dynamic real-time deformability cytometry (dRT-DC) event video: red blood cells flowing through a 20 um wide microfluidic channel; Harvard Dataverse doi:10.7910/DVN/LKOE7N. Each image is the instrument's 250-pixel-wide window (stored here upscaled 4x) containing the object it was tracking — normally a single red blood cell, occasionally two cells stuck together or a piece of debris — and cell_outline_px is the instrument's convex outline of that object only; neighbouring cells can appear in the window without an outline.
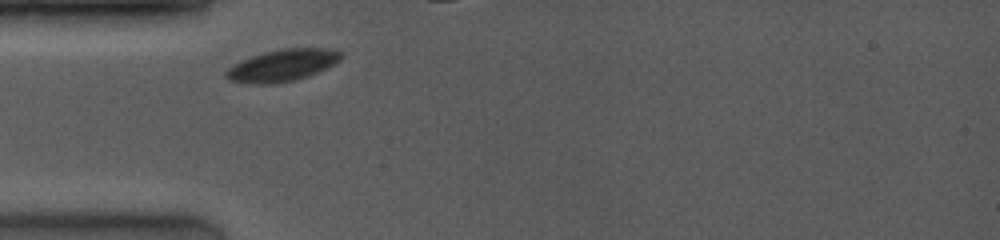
{"species": "common noctule bat (a hibernating species)", "species_latin": "Nyctalus noctula", "temperature_condition": "room temperature", "stored_images_in_passage": 6, "camera_frame_rate_fps": 4000, "um_per_image_px": 0.085, "animal": {"sex": "female", "body_mass_g": 19.0, "forearm_length_mm": 53.3}, "frame": {"image": 1, "passage_image": 1, "time_ms": 0.0, "image_size_px": [1000, 240], "cell_outline_px": [[344, 56], [336, 64], [308, 76], [296, 80], [272, 84], [256, 84], [228, 80], [224, 76], [224, 72], [232, 64], [240, 60], [264, 52], [280, 48], [332, 48], [344, 52]], "centroid_in_image_um": [24.03, 5.54], "position_along_channel_um": 61.0, "area_um2": 21.79}}
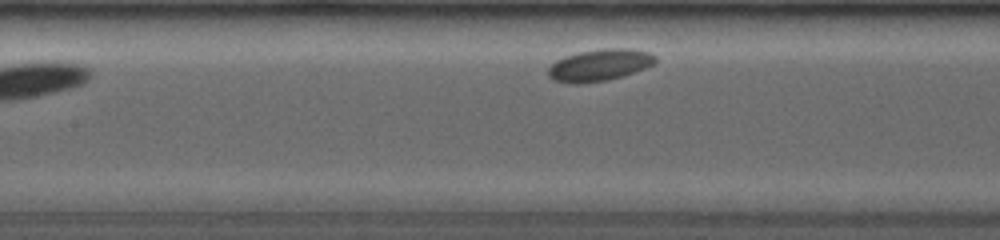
{"frame": {"image": 2, "passage_image": 6, "time_ms": 3.75, "image_size_px": [1000, 240], "cell_outline_px": [[656, 64], [608, 80], [580, 84], [576, 84], [556, 80], [548, 76], [548, 68], [556, 60], [564, 56], [580, 52], [600, 48], [628, 48], [648, 52], [656, 56]], "centroid_in_image_um": [50.96, 5.52], "position_along_channel_um": 156.4, "area_um2": 19.77}}